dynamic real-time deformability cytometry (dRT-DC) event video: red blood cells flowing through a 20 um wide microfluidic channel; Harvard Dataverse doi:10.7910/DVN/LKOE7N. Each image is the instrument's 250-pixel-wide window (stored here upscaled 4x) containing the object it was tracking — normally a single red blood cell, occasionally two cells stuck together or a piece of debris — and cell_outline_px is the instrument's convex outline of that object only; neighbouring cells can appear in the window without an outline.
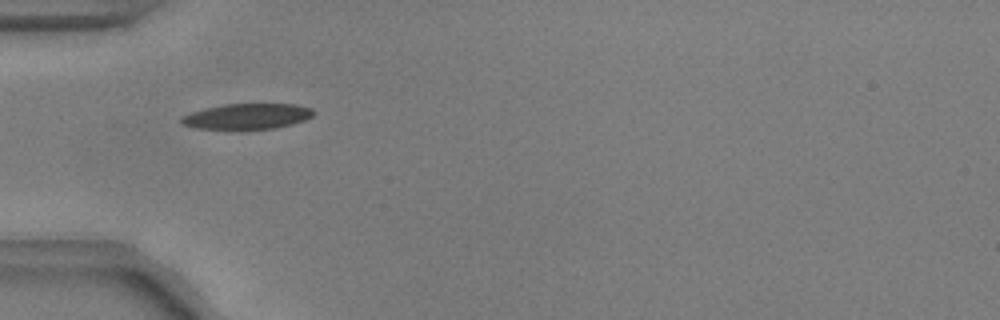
{"species": "common noctule bat (a hibernating species)", "species_latin": "Nyctalus noctula", "temperature_condition": "warm", "stored_images_in_passage": 37, "camera_frame_rate_fps": 3000, "um_per_image_px": 0.085, "animal": {"sex": "male", "body_mass_g": 17.9, "forearm_length_mm": 54.2}, "frame": {"image": 1, "passage_image": 8, "time_ms": 2.333, "image_size_px": [1000, 320], "cell_outline_px": [[316, 112], [312, 116], [304, 120], [292, 124], [276, 128], [240, 132], [196, 128], [180, 124], [180, 116], [204, 108], [224, 104], [296, 104], [312, 108]], "centroid_in_image_um": [20.96, 9.93], "position_along_channel_um": 64.0, "area_um2": 20.69}}
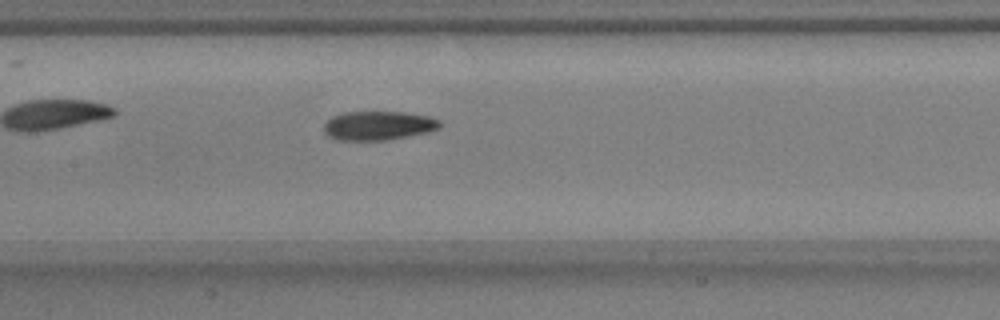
{"frame": {"image": 2, "passage_image": 17, "time_ms": 5.333, "image_size_px": [1000, 320], "cell_outline_px": [[440, 128], [428, 132], [388, 140], [336, 140], [328, 136], [324, 132], [324, 124], [332, 116], [344, 112], [404, 112], [432, 116], [440, 120]], "centroid_in_image_um": [32.17, 10.67], "position_along_channel_um": 175.2, "area_um2": 19.77}}
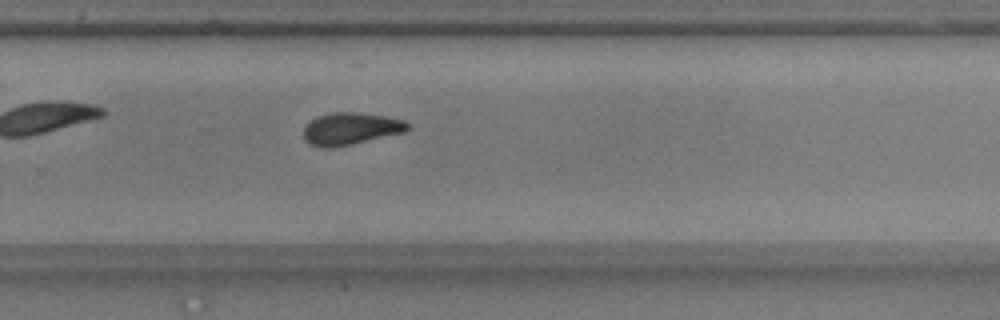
{"frame": {"image": 3, "passage_image": 27, "time_ms": 8.667, "image_size_px": [1000, 320], "cell_outline_px": [[408, 128], [404, 132], [352, 144], [328, 148], [324, 148], [308, 144], [304, 140], [304, 128], [316, 116], [332, 112], [360, 112], [384, 116], [404, 120], [408, 124]], "centroid_in_image_um": [29.77, 10.93], "position_along_channel_um": 300.0, "area_um2": 19.42}, "authors_computed_cell_mechanics": {"area_um2": 19.5942, "velocity_mm_per_s": 3.7549, "shape_relaxation_time_tau1_ms": 3.9344, "shape_relaxation_time_tau2_ms": 2.8557, "deformation_change_tau1": 0.1554, "deformation_change_tau2": 0.0918}}